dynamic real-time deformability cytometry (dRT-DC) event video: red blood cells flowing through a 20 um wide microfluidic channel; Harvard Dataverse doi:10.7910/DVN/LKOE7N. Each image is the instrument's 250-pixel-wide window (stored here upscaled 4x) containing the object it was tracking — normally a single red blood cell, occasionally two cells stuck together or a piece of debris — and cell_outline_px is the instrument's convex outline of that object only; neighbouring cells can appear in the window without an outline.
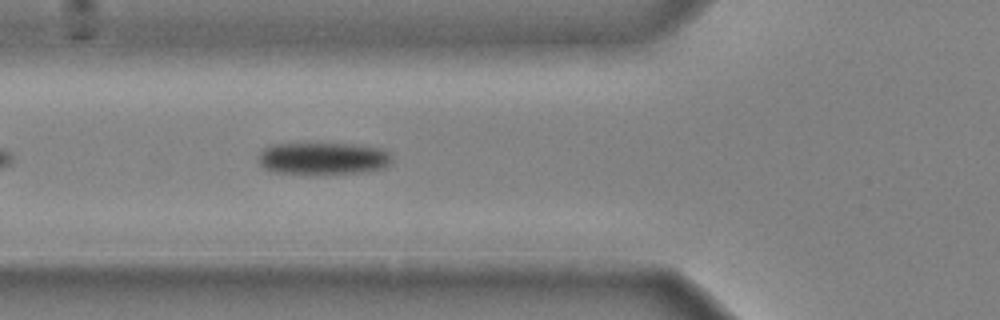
{"species": "common noctule bat (a hibernating species)", "species_latin": "Nyctalus noctula", "temperature_condition": "cold", "stored_images_in_passage": 35, "camera_frame_rate_fps": 3000, "um_per_image_px": 0.085, "animal": {"sex": "male", "body_mass_g": 20.4}, "frame": {"image": 1, "passage_image": 5, "time_ms": 1.333, "image_size_px": [1000, 320], "cell_outline_px": [[392, 164], [384, 168], [364, 172], [304, 176], [272, 172], [264, 168], [260, 164], [260, 152], [264, 148], [272, 144], [360, 144], [384, 148], [392, 156]], "centroid_in_image_um": [27.5, 13.5], "position_along_channel_um": 98.3, "area_um2": 26.01}}
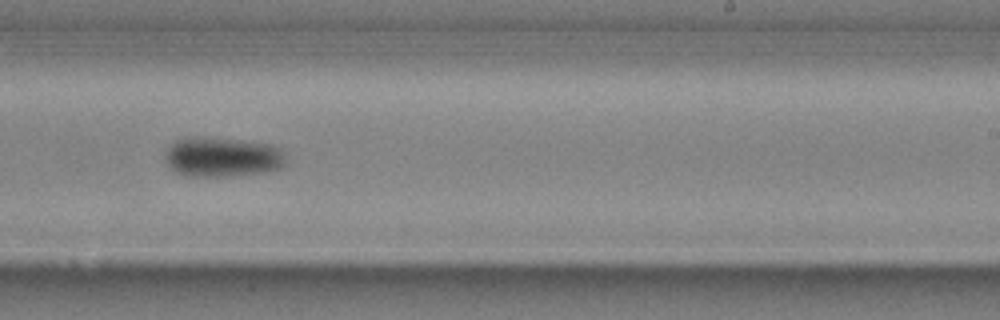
{"frame": {"image": 2, "passage_image": 18, "time_ms": 5.667, "image_size_px": [1000, 320], "cell_outline_px": [[284, 164], [280, 168], [268, 172], [228, 176], [188, 176], [176, 172], [168, 164], [164, 156], [168, 148], [176, 140], [188, 136], [204, 136], [240, 140], [272, 144], [280, 148], [284, 152]], "centroid_in_image_um": [18.9, 13.33], "position_along_channel_um": 270.1, "area_um2": 28.21}}
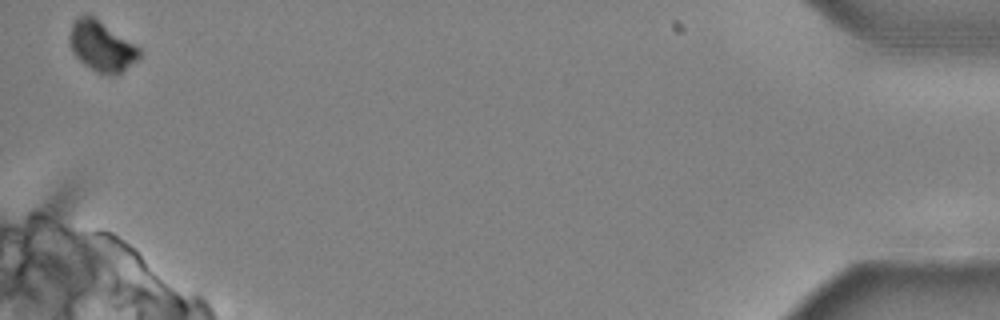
{"frame": {"image": 3, "passage_image": 35, "time_ms": 11.333, "image_size_px": [1000, 320], "cell_outline_px": [[140, 56], [136, 60], [116, 76], [108, 76], [96, 72], [84, 64], [72, 52], [68, 40], [68, 36], [72, 24], [80, 16], [96, 16], [140, 48]], "centroid_in_image_um": [8.62, 3.94], "position_along_channel_um": 426.6, "area_um2": 20.52}, "authors_computed_cell_mechanics": {"area_um2": 26.8192, "velocity_mm_per_s": 3.9587, "shape_relaxation_time_tau1_ms": 1.9332, "shape_relaxation_time_tau2_ms": null, "deformation_change_tau1": 0.1118, "deformation_change_tau2": null}}